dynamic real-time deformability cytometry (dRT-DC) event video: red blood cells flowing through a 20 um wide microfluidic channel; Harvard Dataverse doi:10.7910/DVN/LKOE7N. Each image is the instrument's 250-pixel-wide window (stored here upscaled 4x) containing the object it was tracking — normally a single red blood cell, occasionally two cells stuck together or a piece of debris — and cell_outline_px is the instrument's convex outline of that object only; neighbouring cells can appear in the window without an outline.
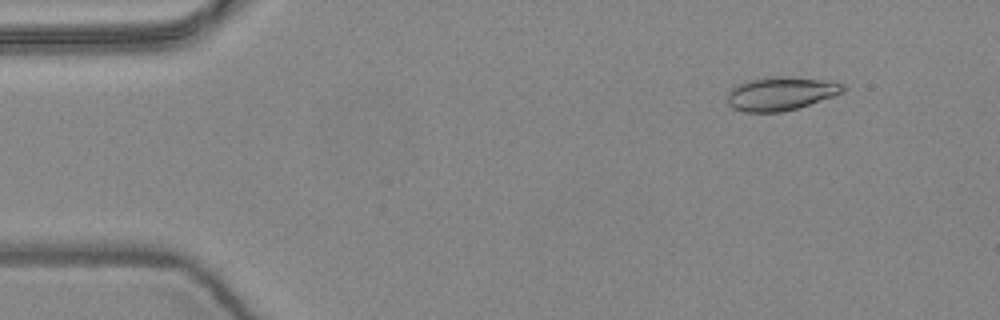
{"species": "common noctule bat (a hibernating species)", "species_latin": "Nyctalus noctula", "temperature_condition": "warm", "stored_images_in_passage": 4, "camera_frame_rate_fps": 3000, "um_per_image_px": 0.085, "animal": {"sex": "female", "body_mass_g": 24.6, "forearm_length_mm": 56.2}, "frame": {"image": 1, "passage_image": 2, "time_ms": 0.333, "image_size_px": [1000, 320], "cell_outline_px": [[844, 92], [796, 108], [780, 112], [744, 112], [732, 108], [728, 104], [724, 96], [736, 84], [748, 80], [764, 76], [788, 76], [828, 80], [844, 84]], "centroid_in_image_um": [66.29, 7.93], "position_along_channel_um": 18.7, "area_um2": 22.89}}
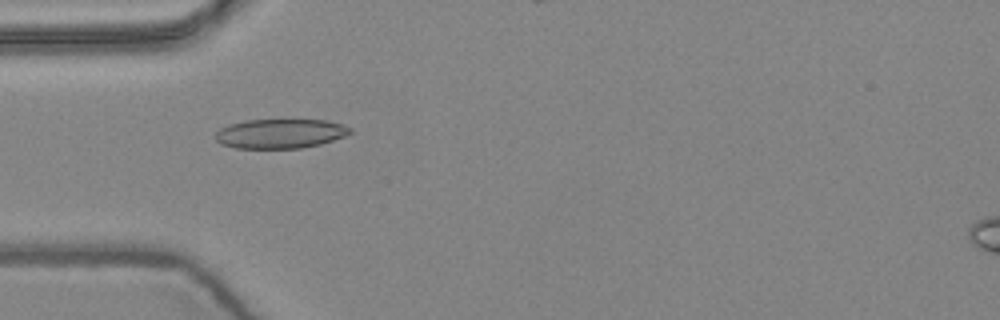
{"frame": {"image": 2, "passage_image": 4, "time_ms": 1.0, "image_size_px": [1000, 320], "cell_outline_px": [[352, 132], [344, 136], [320, 144], [300, 148], [236, 148], [220, 144], [212, 136], [220, 128], [228, 124], [244, 120], [324, 120], [340, 124], [352, 128]], "centroid_in_image_um": [23.75, 11.36], "position_along_channel_um": 61.2, "area_um2": 23.12}}